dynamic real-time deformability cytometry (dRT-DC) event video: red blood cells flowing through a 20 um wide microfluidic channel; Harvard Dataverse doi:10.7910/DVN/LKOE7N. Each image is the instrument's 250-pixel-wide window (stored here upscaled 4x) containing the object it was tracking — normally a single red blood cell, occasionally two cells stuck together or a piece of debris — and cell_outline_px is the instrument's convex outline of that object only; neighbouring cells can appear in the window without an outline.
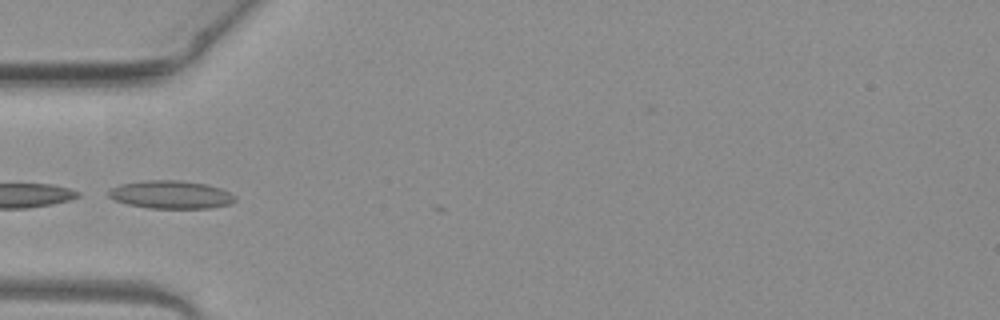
{"species": "common noctule bat (a hibernating species)", "species_latin": "Nyctalus noctula", "temperature_condition": "warm", "stored_images_in_passage": 5, "camera_frame_rate_fps": 3000, "um_per_image_px": 0.085, "animal": {"sex": "female", "body_mass_g": 19.3, "forearm_length_mm": 54.1}, "frame": {"image": 1, "passage_image": 1, "time_ms": 0.0, "image_size_px": [1000, 320], "cell_outline_px": [[236, 200], [232, 204], [208, 208], [148, 208], [128, 204], [116, 200], [108, 196], [108, 192], [112, 188], [120, 184], [144, 180], [180, 180], [208, 184], [220, 188], [236, 196]], "centroid_in_image_um": [14.55, 16.54], "position_along_channel_um": 70.4, "area_um2": 20.69}}
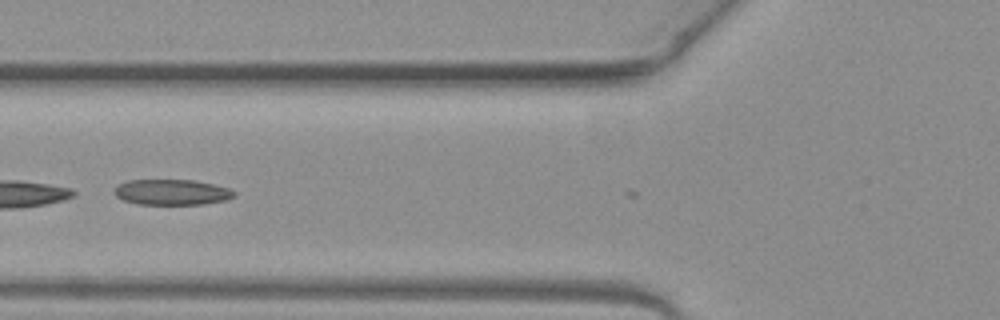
{"frame": {"image": 2, "passage_image": 4, "time_ms": 1.0, "image_size_px": [1000, 320], "cell_outline_px": [[236, 196], [228, 200], [204, 204], [136, 204], [124, 200], [116, 196], [112, 192], [116, 184], [128, 180], [192, 180], [212, 184], [228, 188], [236, 192]], "centroid_in_image_um": [14.58, 16.33], "position_along_channel_um": 111.2, "area_um2": 18.03}}